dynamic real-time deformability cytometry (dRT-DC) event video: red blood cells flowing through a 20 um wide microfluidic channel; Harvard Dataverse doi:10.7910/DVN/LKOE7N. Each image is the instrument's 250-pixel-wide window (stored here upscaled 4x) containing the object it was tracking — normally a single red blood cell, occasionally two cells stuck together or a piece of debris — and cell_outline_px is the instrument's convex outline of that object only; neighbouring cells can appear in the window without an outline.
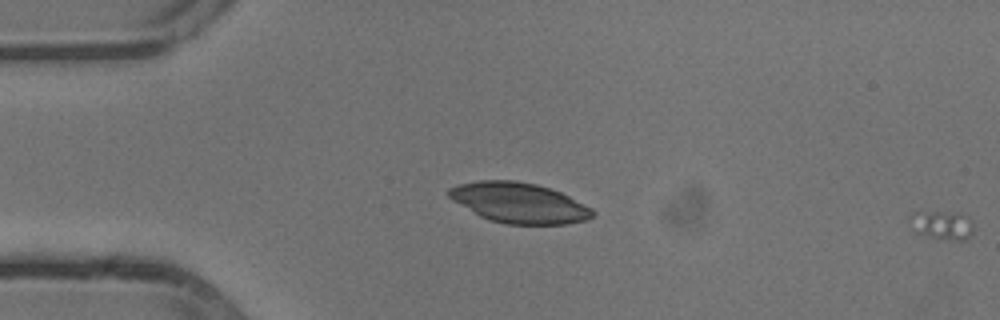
{"species": "common noctule bat (a hibernating species)", "species_latin": "Nyctalus noctula", "temperature_condition": "cold", "stored_images_in_passage": 3, "segment_of_instrument_passage": [2, 2], "camera_frame_rate_fps": 3000, "um_per_image_px": 0.085, "animal": {"sex": "male", "body_mass_g": 13.3}, "frame": {"image": 1, "passage_image": 3, "time_ms": 0.667, "image_size_px": [1000, 320], "cell_outline_px": [[972, 236], [964, 240], [960, 240], [932, 236], [916, 232], [912, 228], [908, 220], [908, 216], [912, 212], [960, 212], [972, 220]], "centroid_in_image_um": [80.07, 19.09], "position_along_channel_um": 4.9, "area_um2": 10.58}}